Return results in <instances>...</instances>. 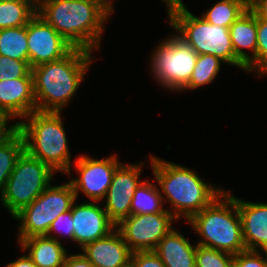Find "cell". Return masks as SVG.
<instances>
[{
  "mask_svg": "<svg viewBox=\"0 0 267 267\" xmlns=\"http://www.w3.org/2000/svg\"><path fill=\"white\" fill-rule=\"evenodd\" d=\"M37 13L74 48L99 50L110 14L91 0H38Z\"/></svg>",
  "mask_w": 267,
  "mask_h": 267,
  "instance_id": "6da1fadb",
  "label": "cell"
},
{
  "mask_svg": "<svg viewBox=\"0 0 267 267\" xmlns=\"http://www.w3.org/2000/svg\"><path fill=\"white\" fill-rule=\"evenodd\" d=\"M93 60L90 51L73 48L59 60L31 68L36 110L61 112L85 81Z\"/></svg>",
  "mask_w": 267,
  "mask_h": 267,
  "instance_id": "7a4b0ae2",
  "label": "cell"
},
{
  "mask_svg": "<svg viewBox=\"0 0 267 267\" xmlns=\"http://www.w3.org/2000/svg\"><path fill=\"white\" fill-rule=\"evenodd\" d=\"M151 168L156 183L169 201L171 214L189 220L202 211L224 190L202 181L195 171L151 155Z\"/></svg>",
  "mask_w": 267,
  "mask_h": 267,
  "instance_id": "3957f363",
  "label": "cell"
},
{
  "mask_svg": "<svg viewBox=\"0 0 267 267\" xmlns=\"http://www.w3.org/2000/svg\"><path fill=\"white\" fill-rule=\"evenodd\" d=\"M187 222L202 239L196 244L236 255L246 246L243 240L237 197L224 190Z\"/></svg>",
  "mask_w": 267,
  "mask_h": 267,
  "instance_id": "277c9868",
  "label": "cell"
},
{
  "mask_svg": "<svg viewBox=\"0 0 267 267\" xmlns=\"http://www.w3.org/2000/svg\"><path fill=\"white\" fill-rule=\"evenodd\" d=\"M26 117L18 122L25 151L54 172L70 175L71 155L60 112L36 110Z\"/></svg>",
  "mask_w": 267,
  "mask_h": 267,
  "instance_id": "5b68a950",
  "label": "cell"
},
{
  "mask_svg": "<svg viewBox=\"0 0 267 267\" xmlns=\"http://www.w3.org/2000/svg\"><path fill=\"white\" fill-rule=\"evenodd\" d=\"M165 4L170 26L198 55L211 54L246 71V66L235 56L228 27L211 24L202 16L193 15L182 0H171Z\"/></svg>",
  "mask_w": 267,
  "mask_h": 267,
  "instance_id": "8992f818",
  "label": "cell"
},
{
  "mask_svg": "<svg viewBox=\"0 0 267 267\" xmlns=\"http://www.w3.org/2000/svg\"><path fill=\"white\" fill-rule=\"evenodd\" d=\"M55 173L25 150L16 160L0 201L12 217L30 205L51 183Z\"/></svg>",
  "mask_w": 267,
  "mask_h": 267,
  "instance_id": "52a82bcc",
  "label": "cell"
},
{
  "mask_svg": "<svg viewBox=\"0 0 267 267\" xmlns=\"http://www.w3.org/2000/svg\"><path fill=\"white\" fill-rule=\"evenodd\" d=\"M76 195L70 182L51 184L30 204L22 208L13 218L20 221L19 243L28 237L46 235L57 217L71 210Z\"/></svg>",
  "mask_w": 267,
  "mask_h": 267,
  "instance_id": "ba28073f",
  "label": "cell"
},
{
  "mask_svg": "<svg viewBox=\"0 0 267 267\" xmlns=\"http://www.w3.org/2000/svg\"><path fill=\"white\" fill-rule=\"evenodd\" d=\"M151 56L150 69L158 83L171 92L183 91L198 54L175 34L160 42Z\"/></svg>",
  "mask_w": 267,
  "mask_h": 267,
  "instance_id": "9c48e42d",
  "label": "cell"
},
{
  "mask_svg": "<svg viewBox=\"0 0 267 267\" xmlns=\"http://www.w3.org/2000/svg\"><path fill=\"white\" fill-rule=\"evenodd\" d=\"M175 219L169 209L152 214L130 215L116 229L132 252L154 251L159 241L173 228Z\"/></svg>",
  "mask_w": 267,
  "mask_h": 267,
  "instance_id": "30bf717a",
  "label": "cell"
},
{
  "mask_svg": "<svg viewBox=\"0 0 267 267\" xmlns=\"http://www.w3.org/2000/svg\"><path fill=\"white\" fill-rule=\"evenodd\" d=\"M117 158V155H110L102 159H93L84 154L79 155L74 163L79 178L69 181L76 198L78 192L81 191L93 202L102 201L111 185L116 168L121 164Z\"/></svg>",
  "mask_w": 267,
  "mask_h": 267,
  "instance_id": "8fae6325",
  "label": "cell"
},
{
  "mask_svg": "<svg viewBox=\"0 0 267 267\" xmlns=\"http://www.w3.org/2000/svg\"><path fill=\"white\" fill-rule=\"evenodd\" d=\"M27 46L31 68L59 60L74 48L38 13L27 24Z\"/></svg>",
  "mask_w": 267,
  "mask_h": 267,
  "instance_id": "7c38bea8",
  "label": "cell"
},
{
  "mask_svg": "<svg viewBox=\"0 0 267 267\" xmlns=\"http://www.w3.org/2000/svg\"><path fill=\"white\" fill-rule=\"evenodd\" d=\"M143 165L144 162L130 165L121 163L113 174L111 185L104 197V209L116 226L131 215L132 197L142 183L140 176Z\"/></svg>",
  "mask_w": 267,
  "mask_h": 267,
  "instance_id": "4fadbf2b",
  "label": "cell"
},
{
  "mask_svg": "<svg viewBox=\"0 0 267 267\" xmlns=\"http://www.w3.org/2000/svg\"><path fill=\"white\" fill-rule=\"evenodd\" d=\"M97 203H81L76 201L71 207L73 219V241L82 249L86 244L104 238L116 229L104 207Z\"/></svg>",
  "mask_w": 267,
  "mask_h": 267,
  "instance_id": "5bb4252c",
  "label": "cell"
},
{
  "mask_svg": "<svg viewBox=\"0 0 267 267\" xmlns=\"http://www.w3.org/2000/svg\"><path fill=\"white\" fill-rule=\"evenodd\" d=\"M0 109L14 119L25 118L35 112L33 77L0 80Z\"/></svg>",
  "mask_w": 267,
  "mask_h": 267,
  "instance_id": "9a60e30c",
  "label": "cell"
},
{
  "mask_svg": "<svg viewBox=\"0 0 267 267\" xmlns=\"http://www.w3.org/2000/svg\"><path fill=\"white\" fill-rule=\"evenodd\" d=\"M246 250L267 252V203L237 198Z\"/></svg>",
  "mask_w": 267,
  "mask_h": 267,
  "instance_id": "2e32d148",
  "label": "cell"
},
{
  "mask_svg": "<svg viewBox=\"0 0 267 267\" xmlns=\"http://www.w3.org/2000/svg\"><path fill=\"white\" fill-rule=\"evenodd\" d=\"M235 56L246 66V72H256L257 15L248 8L230 27ZM249 50L251 55L247 53ZM250 55V56H249Z\"/></svg>",
  "mask_w": 267,
  "mask_h": 267,
  "instance_id": "e0dca14e",
  "label": "cell"
},
{
  "mask_svg": "<svg viewBox=\"0 0 267 267\" xmlns=\"http://www.w3.org/2000/svg\"><path fill=\"white\" fill-rule=\"evenodd\" d=\"M81 250L95 267H121L132 256V251L117 229L104 238L86 244Z\"/></svg>",
  "mask_w": 267,
  "mask_h": 267,
  "instance_id": "ac0fdd59",
  "label": "cell"
},
{
  "mask_svg": "<svg viewBox=\"0 0 267 267\" xmlns=\"http://www.w3.org/2000/svg\"><path fill=\"white\" fill-rule=\"evenodd\" d=\"M154 252L165 267H196V246L175 228L159 241Z\"/></svg>",
  "mask_w": 267,
  "mask_h": 267,
  "instance_id": "d6986e66",
  "label": "cell"
},
{
  "mask_svg": "<svg viewBox=\"0 0 267 267\" xmlns=\"http://www.w3.org/2000/svg\"><path fill=\"white\" fill-rule=\"evenodd\" d=\"M20 245L38 267H63L68 255L60 241L45 235L28 237Z\"/></svg>",
  "mask_w": 267,
  "mask_h": 267,
  "instance_id": "ffe728a7",
  "label": "cell"
},
{
  "mask_svg": "<svg viewBox=\"0 0 267 267\" xmlns=\"http://www.w3.org/2000/svg\"><path fill=\"white\" fill-rule=\"evenodd\" d=\"M163 198L164 195L157 185L150 181H142L132 197L131 215L164 212L166 209L163 208Z\"/></svg>",
  "mask_w": 267,
  "mask_h": 267,
  "instance_id": "44dd1931",
  "label": "cell"
},
{
  "mask_svg": "<svg viewBox=\"0 0 267 267\" xmlns=\"http://www.w3.org/2000/svg\"><path fill=\"white\" fill-rule=\"evenodd\" d=\"M38 1H0V30L25 26L37 13Z\"/></svg>",
  "mask_w": 267,
  "mask_h": 267,
  "instance_id": "7402d4cb",
  "label": "cell"
},
{
  "mask_svg": "<svg viewBox=\"0 0 267 267\" xmlns=\"http://www.w3.org/2000/svg\"><path fill=\"white\" fill-rule=\"evenodd\" d=\"M24 150V139L19 130L0 143V196L14 170L16 160Z\"/></svg>",
  "mask_w": 267,
  "mask_h": 267,
  "instance_id": "603a6c76",
  "label": "cell"
},
{
  "mask_svg": "<svg viewBox=\"0 0 267 267\" xmlns=\"http://www.w3.org/2000/svg\"><path fill=\"white\" fill-rule=\"evenodd\" d=\"M0 55L29 61L27 25L0 30Z\"/></svg>",
  "mask_w": 267,
  "mask_h": 267,
  "instance_id": "cb8c5ba5",
  "label": "cell"
},
{
  "mask_svg": "<svg viewBox=\"0 0 267 267\" xmlns=\"http://www.w3.org/2000/svg\"><path fill=\"white\" fill-rule=\"evenodd\" d=\"M248 8L240 0H220L202 17L211 24L229 28Z\"/></svg>",
  "mask_w": 267,
  "mask_h": 267,
  "instance_id": "d4e9b609",
  "label": "cell"
},
{
  "mask_svg": "<svg viewBox=\"0 0 267 267\" xmlns=\"http://www.w3.org/2000/svg\"><path fill=\"white\" fill-rule=\"evenodd\" d=\"M222 62L224 61L219 57L211 54L198 55L190 81L183 90H194L213 82L221 70Z\"/></svg>",
  "mask_w": 267,
  "mask_h": 267,
  "instance_id": "484cf974",
  "label": "cell"
},
{
  "mask_svg": "<svg viewBox=\"0 0 267 267\" xmlns=\"http://www.w3.org/2000/svg\"><path fill=\"white\" fill-rule=\"evenodd\" d=\"M196 267H234V255L196 244Z\"/></svg>",
  "mask_w": 267,
  "mask_h": 267,
  "instance_id": "4316f807",
  "label": "cell"
},
{
  "mask_svg": "<svg viewBox=\"0 0 267 267\" xmlns=\"http://www.w3.org/2000/svg\"><path fill=\"white\" fill-rule=\"evenodd\" d=\"M21 77H33L29 61L0 55V80H11Z\"/></svg>",
  "mask_w": 267,
  "mask_h": 267,
  "instance_id": "83f0119b",
  "label": "cell"
},
{
  "mask_svg": "<svg viewBox=\"0 0 267 267\" xmlns=\"http://www.w3.org/2000/svg\"><path fill=\"white\" fill-rule=\"evenodd\" d=\"M267 74V19L257 16L256 74ZM262 75V76H261Z\"/></svg>",
  "mask_w": 267,
  "mask_h": 267,
  "instance_id": "f1b7e54d",
  "label": "cell"
},
{
  "mask_svg": "<svg viewBox=\"0 0 267 267\" xmlns=\"http://www.w3.org/2000/svg\"><path fill=\"white\" fill-rule=\"evenodd\" d=\"M73 219H72V214H71V210H68L64 213H61L57 219L51 223V226L47 232V234L45 236L49 237V238H53L57 241H59L60 239H58L56 236H52L51 233H53V231L55 233H59L58 235L61 236V234L66 235L67 237H69L72 241H73ZM62 232V233H61Z\"/></svg>",
  "mask_w": 267,
  "mask_h": 267,
  "instance_id": "f546056e",
  "label": "cell"
},
{
  "mask_svg": "<svg viewBox=\"0 0 267 267\" xmlns=\"http://www.w3.org/2000/svg\"><path fill=\"white\" fill-rule=\"evenodd\" d=\"M262 257L259 251L244 250L234 255V267H267V252Z\"/></svg>",
  "mask_w": 267,
  "mask_h": 267,
  "instance_id": "4dcf8cb0",
  "label": "cell"
},
{
  "mask_svg": "<svg viewBox=\"0 0 267 267\" xmlns=\"http://www.w3.org/2000/svg\"><path fill=\"white\" fill-rule=\"evenodd\" d=\"M131 260L135 263L136 267H165L154 251L132 252Z\"/></svg>",
  "mask_w": 267,
  "mask_h": 267,
  "instance_id": "1f68e13d",
  "label": "cell"
},
{
  "mask_svg": "<svg viewBox=\"0 0 267 267\" xmlns=\"http://www.w3.org/2000/svg\"><path fill=\"white\" fill-rule=\"evenodd\" d=\"M11 118L7 112L0 109V143L10 138L18 130V122L9 125Z\"/></svg>",
  "mask_w": 267,
  "mask_h": 267,
  "instance_id": "d6a6232c",
  "label": "cell"
},
{
  "mask_svg": "<svg viewBox=\"0 0 267 267\" xmlns=\"http://www.w3.org/2000/svg\"><path fill=\"white\" fill-rule=\"evenodd\" d=\"M63 267H95L82 253L68 254Z\"/></svg>",
  "mask_w": 267,
  "mask_h": 267,
  "instance_id": "836d02e7",
  "label": "cell"
},
{
  "mask_svg": "<svg viewBox=\"0 0 267 267\" xmlns=\"http://www.w3.org/2000/svg\"><path fill=\"white\" fill-rule=\"evenodd\" d=\"M250 9L258 17L267 19V0H255Z\"/></svg>",
  "mask_w": 267,
  "mask_h": 267,
  "instance_id": "e575fe53",
  "label": "cell"
},
{
  "mask_svg": "<svg viewBox=\"0 0 267 267\" xmlns=\"http://www.w3.org/2000/svg\"><path fill=\"white\" fill-rule=\"evenodd\" d=\"M6 267H38L32 261V259L26 254L22 255L16 261H12L6 265Z\"/></svg>",
  "mask_w": 267,
  "mask_h": 267,
  "instance_id": "d590c367",
  "label": "cell"
},
{
  "mask_svg": "<svg viewBox=\"0 0 267 267\" xmlns=\"http://www.w3.org/2000/svg\"><path fill=\"white\" fill-rule=\"evenodd\" d=\"M101 4L110 14L114 11L113 0H91Z\"/></svg>",
  "mask_w": 267,
  "mask_h": 267,
  "instance_id": "8d00e7d4",
  "label": "cell"
},
{
  "mask_svg": "<svg viewBox=\"0 0 267 267\" xmlns=\"http://www.w3.org/2000/svg\"><path fill=\"white\" fill-rule=\"evenodd\" d=\"M121 267H136L135 263L130 259L126 264Z\"/></svg>",
  "mask_w": 267,
  "mask_h": 267,
  "instance_id": "74e56055",
  "label": "cell"
},
{
  "mask_svg": "<svg viewBox=\"0 0 267 267\" xmlns=\"http://www.w3.org/2000/svg\"><path fill=\"white\" fill-rule=\"evenodd\" d=\"M240 1H242L244 4H246L250 8L255 0H240Z\"/></svg>",
  "mask_w": 267,
  "mask_h": 267,
  "instance_id": "f35d334b",
  "label": "cell"
},
{
  "mask_svg": "<svg viewBox=\"0 0 267 267\" xmlns=\"http://www.w3.org/2000/svg\"><path fill=\"white\" fill-rule=\"evenodd\" d=\"M2 2H7V1H11V2H15V1H38V0H0Z\"/></svg>",
  "mask_w": 267,
  "mask_h": 267,
  "instance_id": "ab89813d",
  "label": "cell"
}]
</instances>
